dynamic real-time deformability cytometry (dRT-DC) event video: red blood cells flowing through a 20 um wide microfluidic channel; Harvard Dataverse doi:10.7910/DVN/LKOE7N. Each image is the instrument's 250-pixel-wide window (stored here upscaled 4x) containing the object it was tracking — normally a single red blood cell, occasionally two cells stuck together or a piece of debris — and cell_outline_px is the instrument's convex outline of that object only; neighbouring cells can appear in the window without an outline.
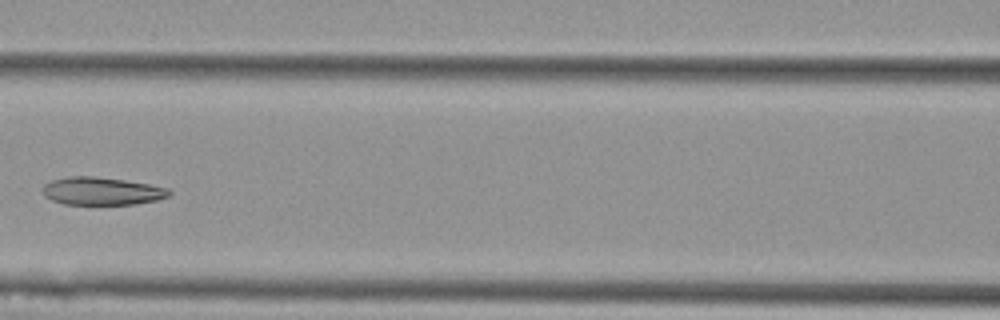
{"species": "Egyptian fruit bat (a non-hibernating species)", "species_latin": "Rousettus aegyptiacus", "temperature_condition": "cold", "stored_images_in_passage": 8, "camera_frame_rate_fps": 3000, "um_per_image_px": 0.085, "animal": {"sex": "female"}, "frame": {"image": 1, "passage_image": 5, "time_ms": 1.333, "image_size_px": [1000, 320], "cell_outline_px": [[172, 192], [168, 196], [156, 200], [136, 204], [64, 204], [52, 200], [44, 196], [40, 192], [40, 188], [44, 184], [52, 180], [68, 176], [96, 176], [124, 180], [148, 184], [168, 188]], "centroid_in_image_um": [8.59, 16.24], "position_along_channel_um": 158.0, "area_um2": 20.63}}
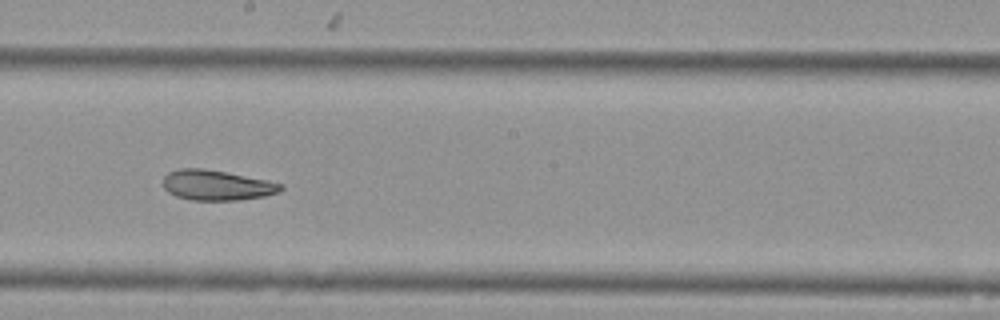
{"frame": {"image": 2, "passage_image": 7, "time_ms": 2.0, "image_size_px": [1000, 320], "cell_outline_px": [[284, 188], [280, 192], [264, 196], [236, 200], [192, 200], [176, 196], [168, 192], [164, 188], [164, 176], [168, 172], [180, 168], [204, 168], [268, 180], [284, 184]], "centroid_in_image_um": [18.44, 15.74], "position_along_channel_um": 229.8, "area_um2": 20.75}}
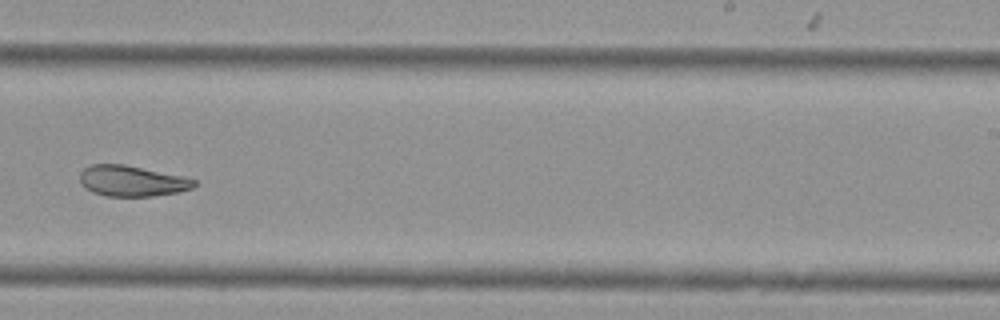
{"frame": {"image": 3, "passage_image": 8, "time_ms": 2.333, "image_size_px": [1000, 320], "cell_outline_px": [[196, 184], [192, 188], [176, 192], [152, 196], [104, 196], [92, 192], [80, 184], [80, 172], [84, 168], [92, 164], [124, 164], [180, 176], [196, 180]], "centroid_in_image_um": [11.15, 15.38], "position_along_channel_um": 277.8, "area_um2": 20.29}}